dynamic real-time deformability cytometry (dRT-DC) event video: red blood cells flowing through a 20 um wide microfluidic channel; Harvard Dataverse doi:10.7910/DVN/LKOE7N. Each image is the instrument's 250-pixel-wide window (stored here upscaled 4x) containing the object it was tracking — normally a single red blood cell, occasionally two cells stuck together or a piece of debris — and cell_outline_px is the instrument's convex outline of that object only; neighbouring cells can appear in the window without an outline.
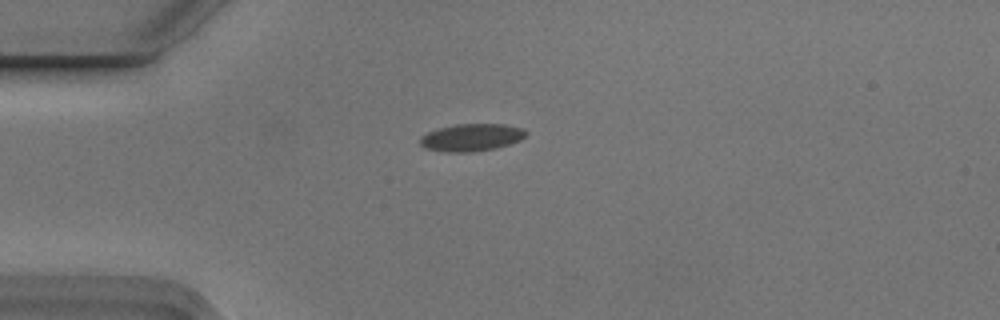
{"species": "Egyptian fruit bat (a non-hibernating species)", "species_latin": "Rousettus aegyptiacus", "temperature_condition": "cold", "stored_images_in_passage": 6, "camera_frame_rate_fps": 3000, "um_per_image_px": 0.085, "animal": {"sex": "male"}, "frame": {"image": 1, "passage_image": 2, "time_ms": 0.333, "image_size_px": [1000, 320], "cell_outline_px": [[528, 132], [520, 140], [496, 148], [472, 152], [444, 152], [424, 148], [420, 144], [420, 136], [428, 132], [440, 128], [456, 124], [504, 124], [524, 128]], "centroid_in_image_um": [40.07, 11.68], "position_along_channel_um": 44.9, "area_um2": 16.94}}
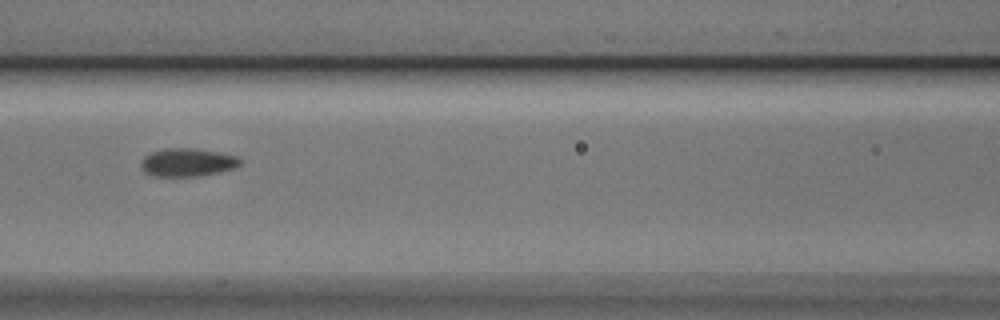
{"frame": {"image": 2, "passage_image": 5, "time_ms": 1.333, "image_size_px": [1000, 320], "cell_outline_px": [[240, 164], [232, 168], [220, 172], [200, 176], [152, 176], [144, 172], [140, 164], [140, 160], [144, 156], [152, 152], [164, 148], [192, 148], [220, 152], [236, 156], [240, 160]], "centroid_in_image_um": [15.88, 13.8], "position_along_channel_um": 150.7, "area_um2": 16.3}}
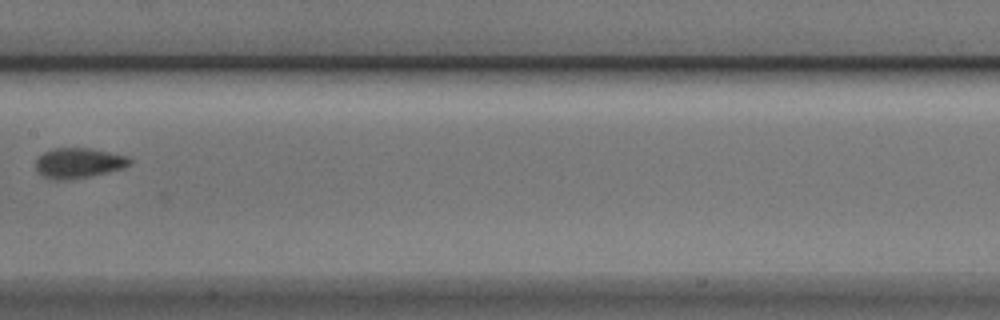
{"frame": {"image": 3, "passage_image": 6, "time_ms": 1.667, "image_size_px": [1000, 320], "cell_outline_px": [[132, 164], [124, 168], [108, 172], [88, 176], [64, 180], [52, 180], [44, 176], [36, 168], [36, 160], [44, 152], [52, 148], [88, 148], [128, 156], [132, 160]], "centroid_in_image_um": [6.71, 13.85], "position_along_channel_um": 200.7, "area_um2": 16.42}}